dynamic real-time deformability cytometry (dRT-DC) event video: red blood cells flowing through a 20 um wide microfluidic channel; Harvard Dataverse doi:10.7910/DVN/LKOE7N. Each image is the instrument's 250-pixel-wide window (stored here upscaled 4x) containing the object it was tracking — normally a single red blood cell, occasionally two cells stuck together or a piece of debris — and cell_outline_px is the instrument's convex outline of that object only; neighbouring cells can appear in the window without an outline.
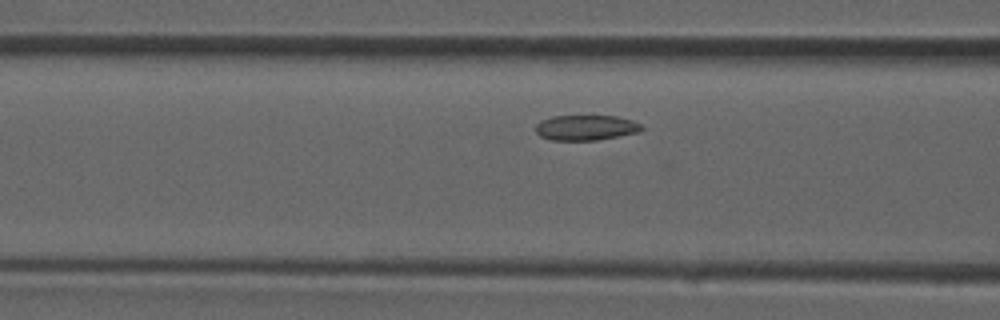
{"species": "common noctule bat (a hibernating species)", "species_latin": "Nyctalus noctula", "temperature_condition": "room temperature", "stored_images_in_passage": 28, "camera_frame_rate_fps": 3000, "um_per_image_px": 0.085, "animal": {"sex": "male", "forearm_length_mm": 52.5}, "frame": {"image": 1, "passage_image": 6, "time_ms": 1.667, "image_size_px": [1000, 320], "cell_outline_px": [[644, 128], [640, 132], [620, 136], [596, 140], [552, 140], [540, 136], [536, 132], [536, 124], [540, 120], [552, 116], [616, 116], [632, 120], [640, 124]], "centroid_in_image_um": [49.8, 10.85], "position_along_channel_um": 116.8, "area_um2": 15.66}}
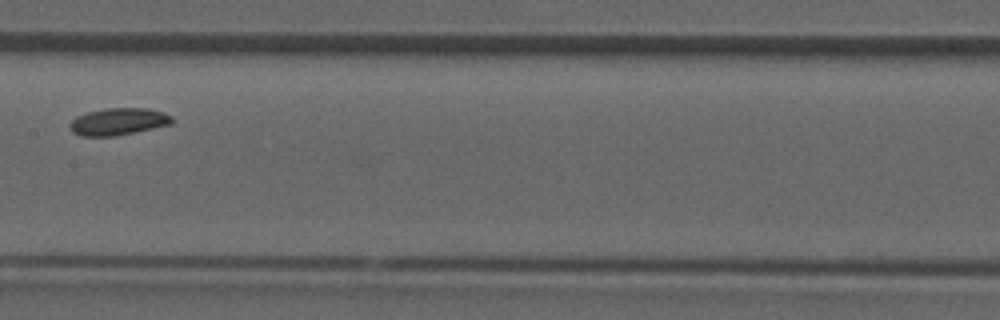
{"frame": {"image": 2, "passage_image": 11, "time_ms": 3.333, "image_size_px": [1000, 320], "cell_outline_px": [[176, 120], [172, 124], [112, 136], [80, 136], [72, 132], [68, 128], [68, 124], [76, 116], [88, 112], [104, 108], [148, 108], [164, 112], [172, 116]], "centroid_in_image_um": [10.05, 10.32], "position_along_channel_um": 197.4, "area_um2": 16.24}}
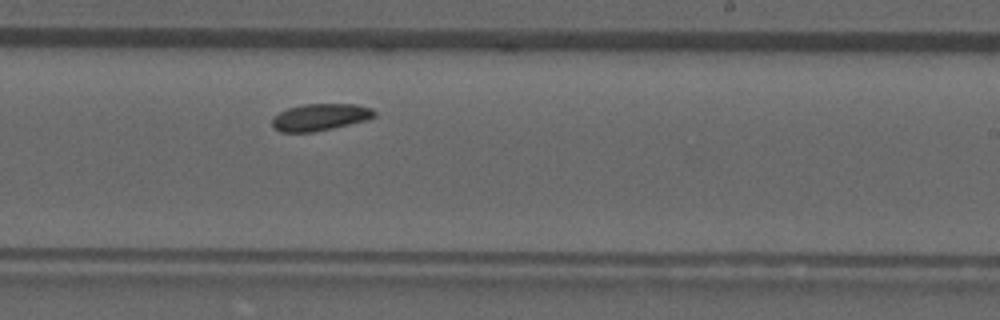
{"frame": {"image": 3, "passage_image": 15, "time_ms": 4.667, "image_size_px": [1000, 320], "cell_outline_px": [[376, 116], [368, 120], [332, 128], [312, 132], [280, 132], [272, 128], [272, 120], [280, 112], [288, 108], [304, 104], [356, 104], [372, 108], [376, 112]], "centroid_in_image_um": [27.23, 9.96], "position_along_channel_um": 261.8, "area_um2": 16.07}}